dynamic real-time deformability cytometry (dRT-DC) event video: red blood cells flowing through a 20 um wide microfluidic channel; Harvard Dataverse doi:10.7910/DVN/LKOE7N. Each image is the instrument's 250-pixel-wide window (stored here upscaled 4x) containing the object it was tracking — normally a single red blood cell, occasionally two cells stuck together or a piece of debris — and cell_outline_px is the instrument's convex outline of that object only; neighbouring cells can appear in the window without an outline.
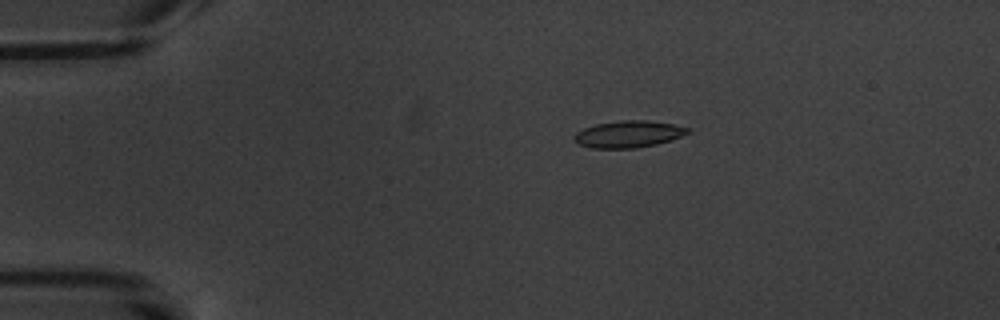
{"species": "common noctule bat (a hibernating species)", "species_latin": "Nyctalus noctula", "temperature_condition": "warm", "stored_images_in_passage": 5, "camera_frame_rate_fps": 3000, "um_per_image_px": 0.085, "animal": {"sex": "male", "body_mass_g": 20.1, "forearm_length_mm": 53.5}, "frame": {"image": 1, "passage_image": 3, "time_ms": 3.0, "image_size_px": [1000, 320], "cell_outline_px": [[692, 132], [656, 144], [636, 148], [592, 148], [580, 144], [572, 140], [572, 136], [576, 132], [584, 128], [596, 124], [620, 120], [648, 120], [672, 124], [692, 128]], "centroid_in_image_um": [53.41, 11.39], "position_along_channel_um": 31.6, "area_um2": 17.8}}